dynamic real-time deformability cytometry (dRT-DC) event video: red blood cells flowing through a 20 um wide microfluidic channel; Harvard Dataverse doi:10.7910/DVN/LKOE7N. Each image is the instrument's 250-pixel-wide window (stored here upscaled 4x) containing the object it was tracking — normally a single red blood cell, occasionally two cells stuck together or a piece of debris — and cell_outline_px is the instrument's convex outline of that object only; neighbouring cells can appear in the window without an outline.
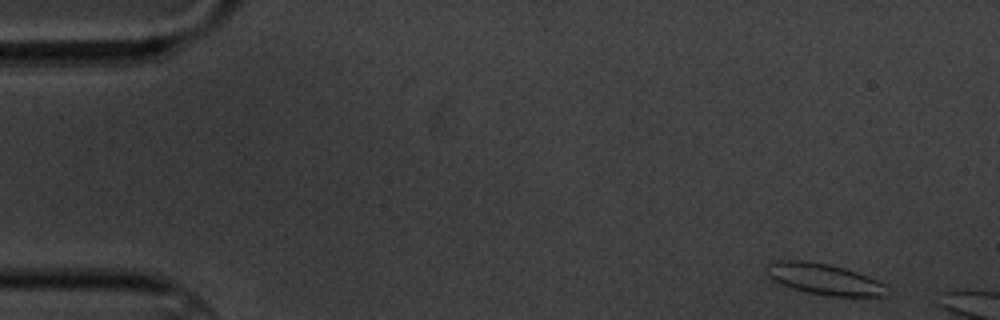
{"species": "common noctule bat (a hibernating species)", "species_latin": "Nyctalus noctula", "temperature_condition": "cold", "stored_images_in_passage": 3, "camera_frame_rate_fps": 3000, "um_per_image_px": 0.085, "animal": {"sex": "male", "body_mass_g": 20.1, "forearm_length_mm": 53.5}, "frame": {"image": 1, "passage_image": 1, "time_ms": 0.0, "image_size_px": [1000, 320], "cell_outline_px": [[888, 296], [828, 296], [808, 292], [792, 288], [780, 284], [764, 276], [764, 272], [768, 264], [784, 260], [804, 260], [828, 264], [844, 268], [868, 276], [884, 284]], "centroid_in_image_um": [69.99, 23.72], "position_along_channel_um": 15.0, "area_um2": 21.79}}